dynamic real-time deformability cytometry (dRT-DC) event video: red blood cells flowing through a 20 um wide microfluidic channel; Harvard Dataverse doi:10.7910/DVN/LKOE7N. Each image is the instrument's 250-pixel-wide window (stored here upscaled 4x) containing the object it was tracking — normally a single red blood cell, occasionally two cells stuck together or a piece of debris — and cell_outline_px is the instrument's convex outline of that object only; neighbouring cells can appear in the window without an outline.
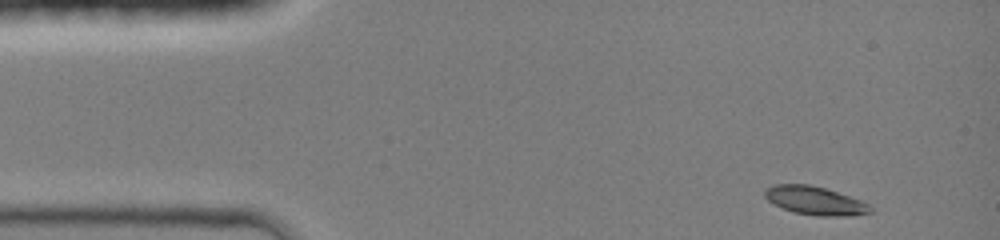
{"species": "common noctule bat (a hibernating species)", "species_latin": "Nyctalus noctula", "temperature_condition": "room temperature", "stored_images_in_passage": 39, "camera_frame_rate_fps": 3000, "um_per_image_px": 0.085, "animal": {"sex": "female", "body_mass_g": 19.0, "forearm_length_mm": 51.5}, "frame": {"image": 1, "passage_image": 1, "time_ms": 0.0, "image_size_px": [1000, 240], "cell_outline_px": [[872, 212], [852, 216], [816, 216], [792, 212], [768, 200], [764, 196], [764, 188], [772, 184], [808, 184], [824, 188], [860, 200], [868, 204], [872, 208]], "centroid_in_image_um": [69.25, 17.06], "position_along_channel_um": 15.7, "area_um2": 17.46}}
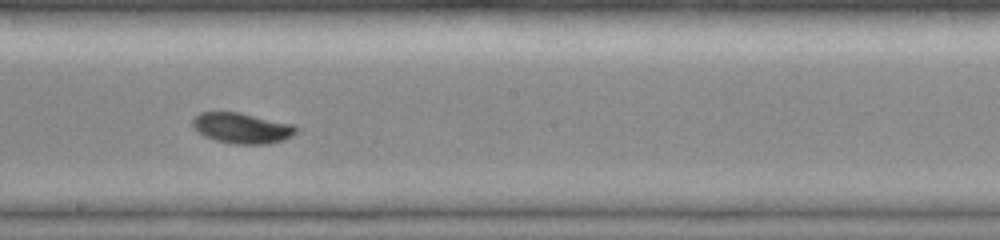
{"frame": {"image": 2, "passage_image": 22, "time_ms": 7.0, "image_size_px": [1000, 240], "cell_outline_px": [[300, 132], [284, 140], [268, 144], [236, 144], [216, 140], [204, 136], [192, 128], [192, 120], [200, 112], [240, 112], [292, 124], [300, 128]], "centroid_in_image_um": [20.6, 10.89], "position_along_channel_um": 227.6, "area_um2": 18.67}}
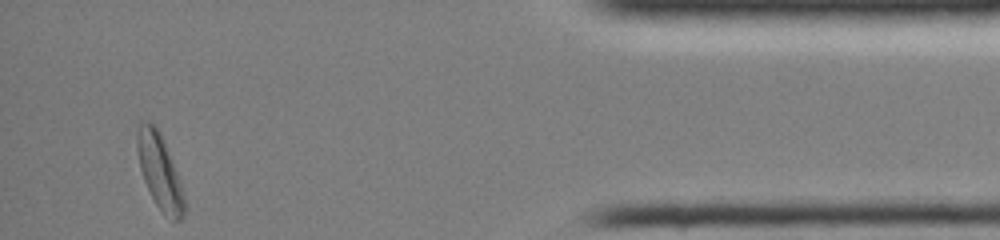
{"frame": {"image": 3, "passage_image": 39, "time_ms": 12.667, "image_size_px": [1000, 240], "cell_outline_px": [[184, 216], [180, 220], [172, 220], [164, 216], [156, 204], [144, 180], [140, 168], [136, 148], [136, 136], [140, 120], [148, 120], [160, 132], [164, 140], [180, 180], [184, 200]], "centroid_in_image_um": [13.55, 14.56], "position_along_channel_um": 421.6, "area_um2": 20.52}, "authors_computed_cell_mechanics": {"area_um2": 18.0914, "velocity_mm_per_s": 4.2714, "shape_relaxation_time_tau1_ms": 2.5674, "shape_relaxation_time_tau2_ms": null, "deformation_change_tau1": 0.1341, "deformation_change_tau2": null}}